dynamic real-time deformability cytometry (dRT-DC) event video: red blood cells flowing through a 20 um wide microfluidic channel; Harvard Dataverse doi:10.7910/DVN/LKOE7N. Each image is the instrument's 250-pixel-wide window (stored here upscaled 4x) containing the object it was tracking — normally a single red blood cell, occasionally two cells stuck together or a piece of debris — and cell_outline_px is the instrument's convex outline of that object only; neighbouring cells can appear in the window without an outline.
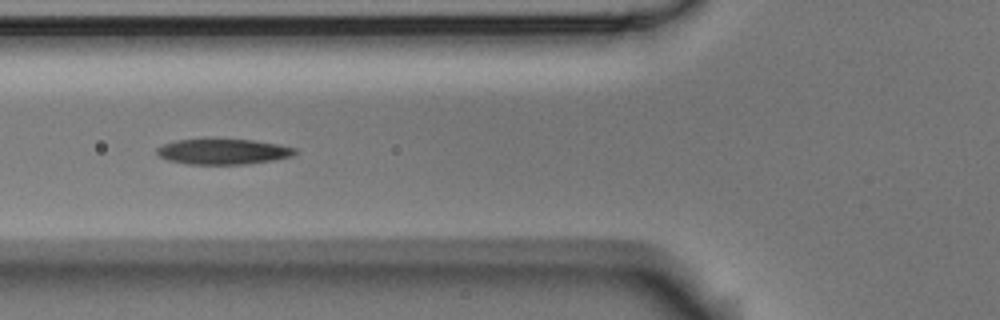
{"species": "Egyptian fruit bat (a non-hibernating species)", "species_latin": "Rousettus aegyptiacus", "temperature_condition": "room temperature", "stored_images_in_passage": 51, "camera_frame_rate_fps": 3000, "um_per_image_px": 0.085, "animal": {"sex": "male"}, "frame": {"image": 1, "passage_image": 17, "time_ms": 5.333, "image_size_px": [1000, 320], "cell_outline_px": [[296, 152], [292, 156], [272, 160], [248, 164], [188, 164], [168, 160], [160, 156], [156, 152], [156, 148], [164, 144], [176, 140], [252, 140], [280, 144], [296, 148]], "centroid_in_image_um": [18.98, 12.89], "position_along_channel_um": 106.8, "area_um2": 20.23}}
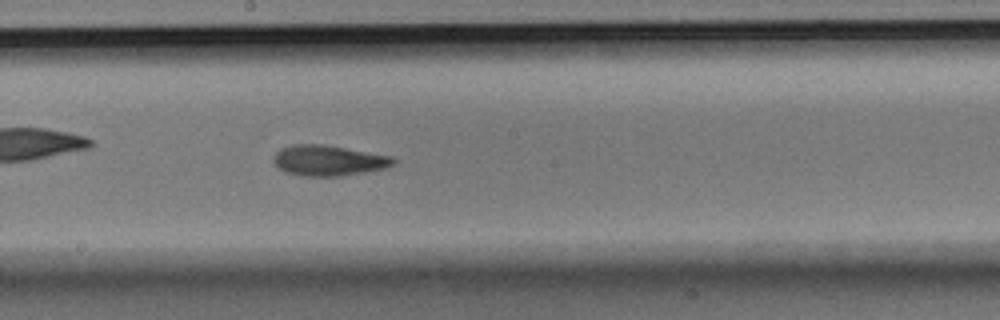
{"frame": {"image": 2, "passage_image": 26, "time_ms": 8.333, "image_size_px": [1000, 320], "cell_outline_px": [[396, 164], [384, 168], [364, 172], [336, 176], [300, 176], [284, 172], [272, 160], [272, 156], [280, 148], [292, 144], [324, 144], [392, 156], [396, 160]], "centroid_in_image_um": [27.89, 13.63], "position_along_channel_um": 220.3, "area_um2": 21.44}}
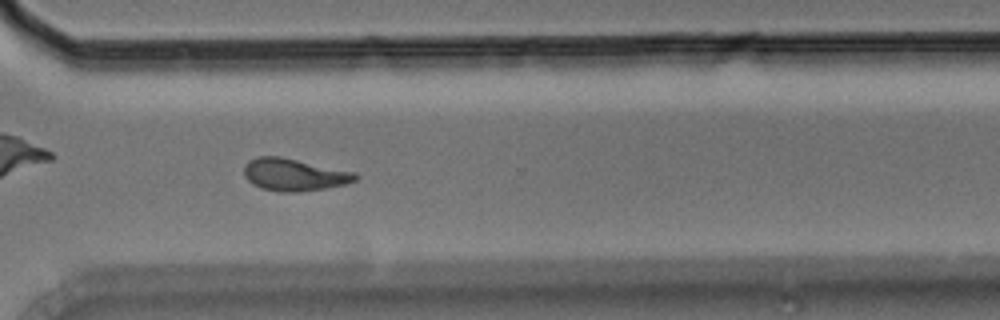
{"frame": {"image": 3, "passage_image": 36, "time_ms": 11.667, "image_size_px": [1000, 320], "cell_outline_px": [[360, 176], [356, 180], [344, 184], [324, 188], [296, 192], [280, 192], [260, 188], [252, 184], [244, 176], [244, 164], [248, 160], [256, 156], [280, 156], [356, 172]], "centroid_in_image_um": [24.97, 14.84], "position_along_channel_um": 345.6, "area_um2": 21.1}, "authors_computed_cell_mechanics": {"area_um2": 20.4612, "velocity_mm_per_s": 3.7714, "shape_relaxation_time_tau1_ms": 6.4709, "shape_relaxation_time_tau2_ms": 4.5243, "deformation_change_tau1": 0.1851, "deformation_change_tau2": 0.1274}}